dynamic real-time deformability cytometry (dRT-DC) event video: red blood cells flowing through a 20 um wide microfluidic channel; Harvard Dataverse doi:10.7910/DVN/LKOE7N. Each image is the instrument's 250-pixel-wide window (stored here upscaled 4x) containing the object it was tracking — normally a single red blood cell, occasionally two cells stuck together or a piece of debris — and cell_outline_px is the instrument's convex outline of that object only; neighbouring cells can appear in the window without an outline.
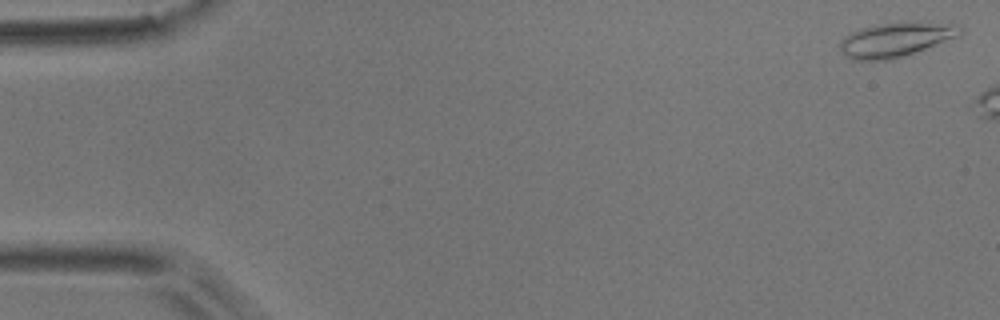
{"species": "common noctule bat (a hibernating species)", "species_latin": "Nyctalus noctula", "temperature_condition": "room temperature", "stored_images_in_passage": 3, "camera_frame_rate_fps": 3000, "um_per_image_px": 0.085, "animal": {"sex": "male", "body_mass_g": 17.9}, "frame": {"image": 1, "passage_image": 1, "time_ms": 0.0, "image_size_px": [1000, 320], "cell_outline_px": [[964, 32], [960, 36], [904, 56], [888, 60], [852, 60], [840, 48], [840, 40], [844, 36], [852, 32], [872, 24], [916, 20], [928, 20], [956, 24], [964, 28]], "centroid_in_image_um": [76.23, 3.31], "position_along_channel_um": 8.8, "area_um2": 24.8}}